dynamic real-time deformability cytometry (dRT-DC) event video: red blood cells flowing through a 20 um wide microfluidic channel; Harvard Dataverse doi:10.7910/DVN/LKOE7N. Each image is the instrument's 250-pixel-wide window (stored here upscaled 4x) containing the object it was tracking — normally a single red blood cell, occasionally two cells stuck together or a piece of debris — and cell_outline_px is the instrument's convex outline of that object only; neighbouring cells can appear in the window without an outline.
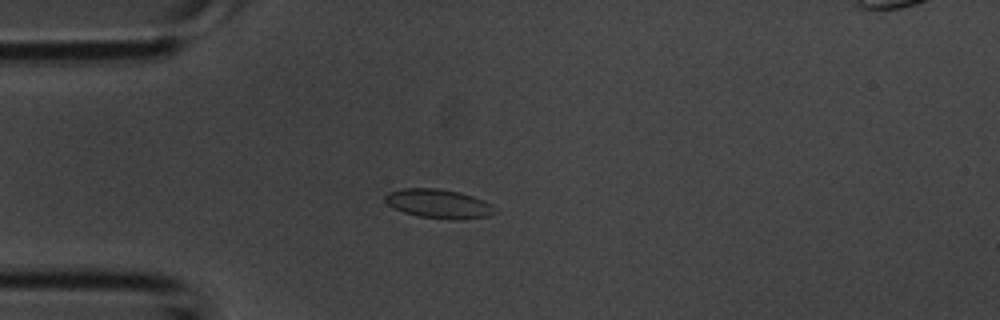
{"species": "common noctule bat (a hibernating species)", "species_latin": "Nyctalus noctula", "temperature_condition": "room temperature", "stored_images_in_passage": 2, "camera_frame_rate_fps": 3000, "um_per_image_px": 0.085, "animal": {"sex": "male", "body_mass_g": 20.1, "forearm_length_mm": 53.5}, "frame": {"image": 1, "passage_image": 2, "time_ms": 0.333, "image_size_px": [1000, 320], "cell_outline_px": [[500, 212], [488, 216], [460, 220], [452, 220], [420, 216], [404, 212], [388, 204], [384, 200], [384, 196], [388, 192], [404, 188], [436, 188], [460, 192], [484, 200], [492, 204]], "centroid_in_image_um": [37.35, 17.32], "position_along_channel_um": 47.6, "area_um2": 18.73}}